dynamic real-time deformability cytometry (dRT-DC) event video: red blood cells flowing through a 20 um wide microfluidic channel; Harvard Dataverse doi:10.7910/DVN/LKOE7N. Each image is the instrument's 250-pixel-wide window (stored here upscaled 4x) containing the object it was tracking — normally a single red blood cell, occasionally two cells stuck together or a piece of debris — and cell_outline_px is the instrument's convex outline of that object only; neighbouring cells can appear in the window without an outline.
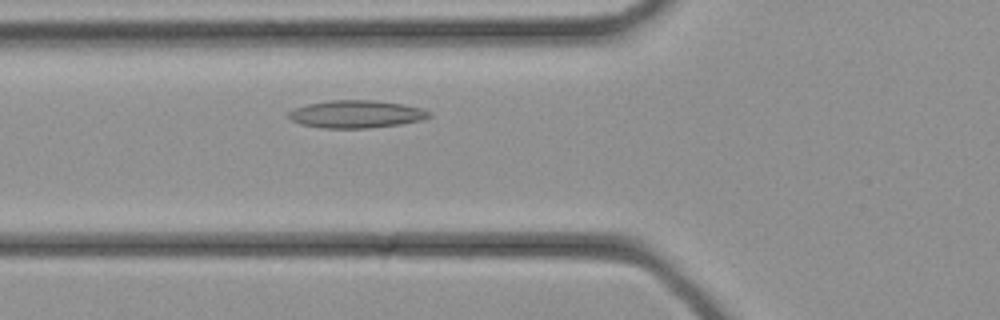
{"species": "common noctule bat (a hibernating species)", "species_latin": "Nyctalus noctula", "temperature_condition": "cold", "stored_images_in_passage": 29, "camera_frame_rate_fps": 3000, "um_per_image_px": 0.085, "animal": {"sex": "female", "body_mass_g": 21.9}, "frame": {"image": 1, "passage_image": 7, "time_ms": 2.0, "image_size_px": [1000, 320], "cell_outline_px": [[432, 116], [420, 120], [400, 124], [372, 128], [324, 128], [300, 124], [292, 120], [288, 116], [288, 112], [292, 108], [308, 104], [332, 100], [376, 100], [404, 104], [420, 108], [432, 112]], "centroid_in_image_um": [30.29, 9.7], "position_along_channel_um": 95.5, "area_um2": 22.72}}
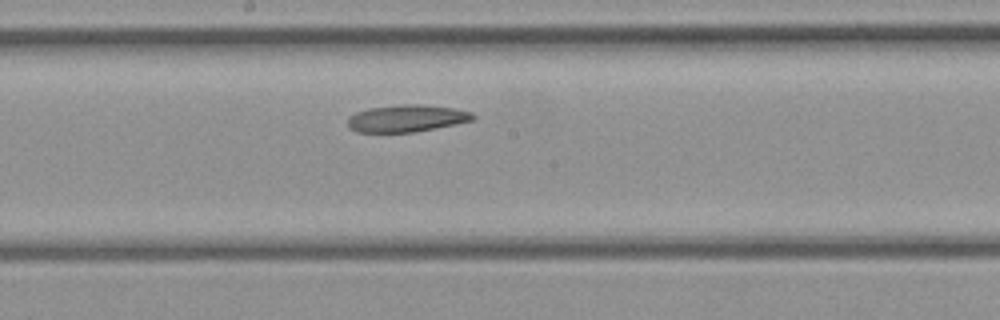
{"frame": {"image": 2, "passage_image": 13, "time_ms": 4.0, "image_size_px": [1000, 320], "cell_outline_px": [[476, 116], [472, 120], [436, 128], [412, 132], [356, 132], [348, 124], [348, 116], [356, 112], [372, 108], [404, 104], [420, 104], [456, 108], [472, 112]], "centroid_in_image_um": [34.59, 10.05], "position_along_channel_um": 213.6, "area_um2": 19.59}}
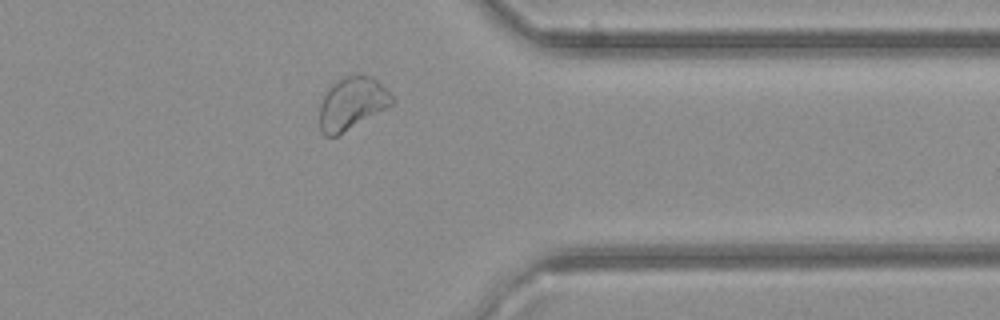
{"frame": {"image": 3, "passage_image": 22, "time_ms": 7.0, "image_size_px": [1000, 320], "cell_outline_px": [[392, 104], [336, 136], [324, 136], [320, 132], [320, 96], [332, 80], [344, 76], [360, 72], [372, 76], [392, 96]], "centroid_in_image_um": [29.82, 8.72], "position_along_channel_um": 381.6, "area_um2": 22.43}}